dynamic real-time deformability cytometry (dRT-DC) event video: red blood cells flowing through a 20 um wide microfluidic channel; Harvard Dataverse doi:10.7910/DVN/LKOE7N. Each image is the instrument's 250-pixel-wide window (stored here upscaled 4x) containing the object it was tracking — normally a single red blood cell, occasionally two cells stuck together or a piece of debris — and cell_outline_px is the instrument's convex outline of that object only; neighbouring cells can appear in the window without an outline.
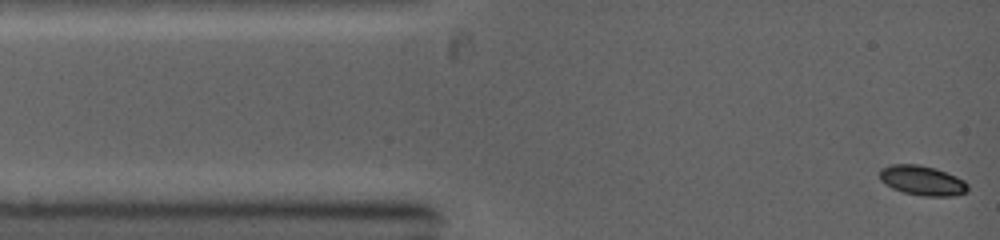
{"species": "common noctule bat (a hibernating species)", "species_latin": "Nyctalus noctula", "temperature_condition": "warm", "stored_images_in_passage": 17, "camera_frame_rate_fps": 5000, "um_per_image_px": 0.085, "animal": {"sex": "female", "body_mass_g": 19.0, "forearm_length_mm": 53.3}, "frame": {"image": 1, "passage_image": 1, "time_ms": 0.0, "image_size_px": [1000, 240], "cell_outline_px": [[968, 192], [952, 196], [924, 196], [904, 192], [892, 188], [880, 180], [880, 168], [892, 164], [920, 164], [936, 168], [956, 176], [964, 180], [968, 184]], "centroid_in_image_um": [78.41, 15.33], "position_along_channel_um": 6.6, "area_um2": 15.37}}
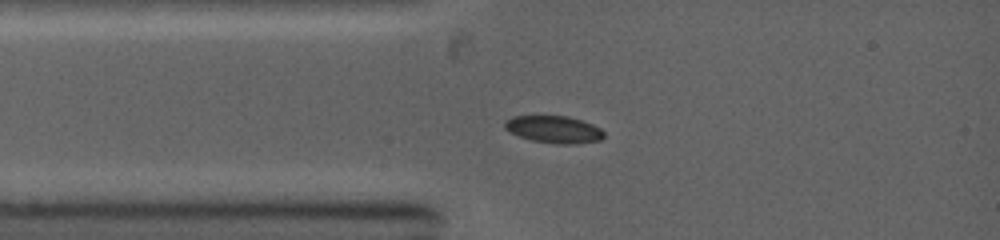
{"frame": {"image": 2, "passage_image": 10, "time_ms": 2.0, "image_size_px": [1000, 240], "cell_outline_px": [[604, 136], [600, 140], [576, 144], [556, 144], [532, 140], [508, 132], [504, 128], [504, 120], [512, 116], [568, 116], [592, 124], [600, 128], [604, 132]], "centroid_in_image_um": [47.05, 11.0], "position_along_channel_um": 37.9, "area_um2": 15.78}}